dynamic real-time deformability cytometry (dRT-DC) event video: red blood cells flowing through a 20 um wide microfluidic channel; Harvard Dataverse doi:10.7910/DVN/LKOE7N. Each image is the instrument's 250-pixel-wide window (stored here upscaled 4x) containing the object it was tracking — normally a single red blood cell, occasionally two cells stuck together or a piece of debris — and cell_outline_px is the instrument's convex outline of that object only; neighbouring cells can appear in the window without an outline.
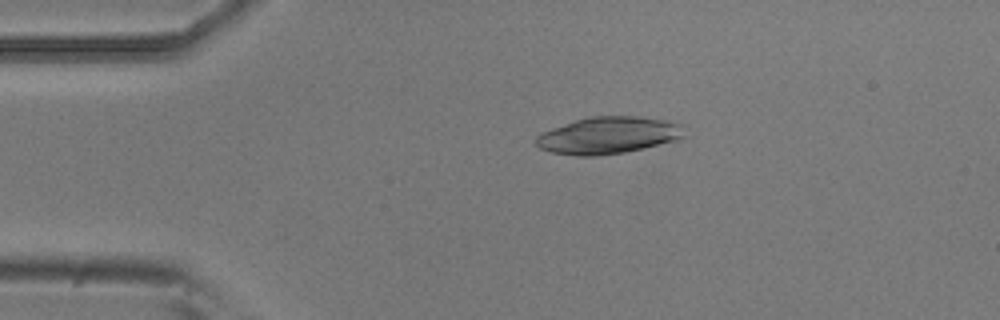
{"species": "common noctule bat (a hibernating species)", "species_latin": "Nyctalus noctula", "temperature_condition": "room temperature", "stored_images_in_passage": 3, "camera_frame_rate_fps": 3000, "um_per_image_px": 0.085, "animal": {"sex": "male", "body_mass_g": 20.5, "forearm_length_mm": 52.5}, "frame": {"image": 1, "passage_image": 2, "time_ms": 0.333, "image_size_px": [1000, 320], "cell_outline_px": [[688, 136], [676, 140], [644, 148], [624, 152], [596, 156], [576, 156], [552, 152], [540, 148], [536, 144], [536, 136], [552, 128], [576, 120], [592, 116], [640, 116], [668, 120], [684, 124]], "centroid_in_image_um": [51.8, 11.49], "position_along_channel_um": 33.2, "area_um2": 32.19}}